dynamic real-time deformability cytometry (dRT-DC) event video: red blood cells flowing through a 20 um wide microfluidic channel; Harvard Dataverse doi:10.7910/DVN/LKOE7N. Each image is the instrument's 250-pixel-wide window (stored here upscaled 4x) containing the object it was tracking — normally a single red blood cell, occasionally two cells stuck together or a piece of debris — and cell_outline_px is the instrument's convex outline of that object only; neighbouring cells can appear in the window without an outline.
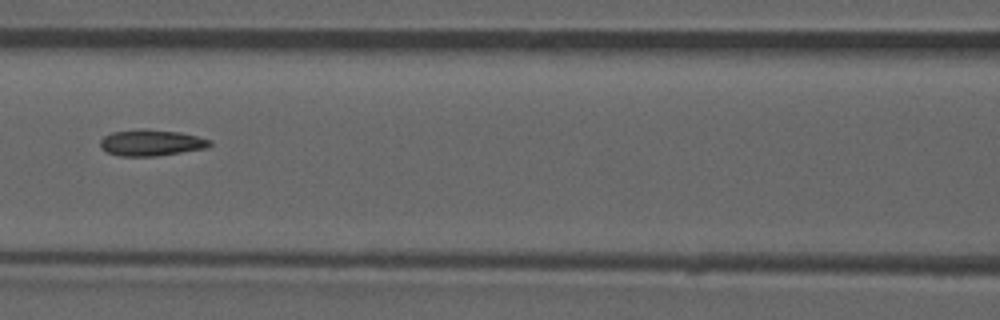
{"species": "common noctule bat (a hibernating species)", "species_latin": "Nyctalus noctula", "temperature_condition": "room temperature", "stored_images_in_passage": 4, "camera_frame_rate_fps": 3000, "um_per_image_px": 0.085, "animal": {"sex": "male", "forearm_length_mm": 52.5}, "frame": {"image": 1, "passage_image": 3, "time_ms": 0.667, "image_size_px": [1000, 320], "cell_outline_px": [[212, 144], [208, 148], [156, 156], [120, 156], [108, 152], [100, 148], [100, 140], [104, 136], [112, 132], [140, 128], [144, 128], [180, 132], [212, 140]], "centroid_in_image_um": [12.86, 12.12], "position_along_channel_um": 153.7, "area_um2": 16.94}}